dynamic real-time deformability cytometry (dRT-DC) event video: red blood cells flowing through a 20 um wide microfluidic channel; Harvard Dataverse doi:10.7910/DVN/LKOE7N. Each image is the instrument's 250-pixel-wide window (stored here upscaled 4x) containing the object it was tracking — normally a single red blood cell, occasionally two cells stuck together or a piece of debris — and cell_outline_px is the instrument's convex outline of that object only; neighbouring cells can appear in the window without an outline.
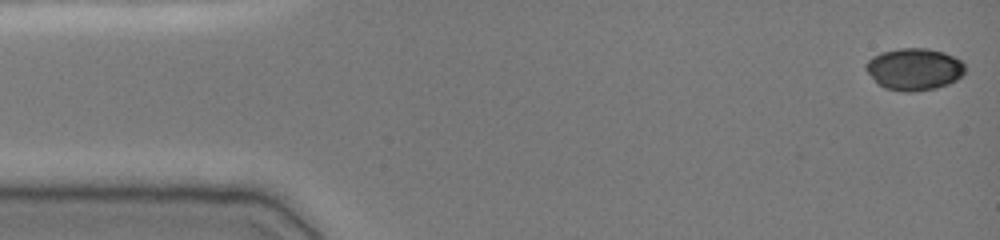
{"species": "common noctule bat (a hibernating species)", "species_latin": "Nyctalus noctula", "temperature_condition": "cold", "stored_images_in_passage": 48, "camera_frame_rate_fps": 3000, "um_per_image_px": 0.085, "animal": {"sex": "female", "body_mass_g": 19.0, "forearm_length_mm": 51.5}, "frame": {"image": 1, "passage_image": 1, "time_ms": 0.0, "image_size_px": [1000, 240], "cell_outline_px": [[964, 72], [956, 80], [948, 84], [936, 88], [912, 92], [904, 92], [884, 88], [864, 68], [864, 64], [872, 56], [880, 52], [900, 48], [928, 48], [944, 52], [960, 60], [964, 64]], "centroid_in_image_um": [77.69, 5.87], "position_along_channel_um": 7.3, "area_um2": 24.22}}
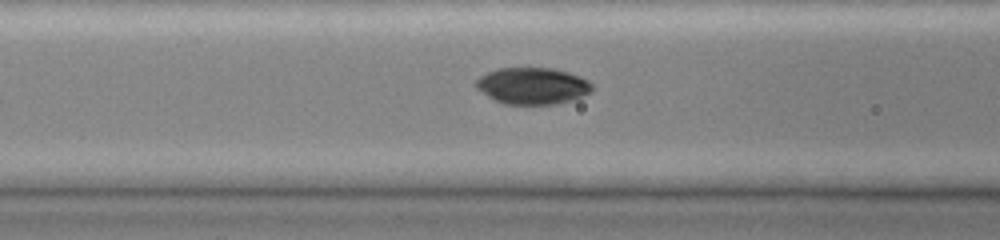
{"frame": {"image": 2, "passage_image": 19, "time_ms": 6.0, "image_size_px": [1000, 240], "cell_outline_px": [[592, 92], [572, 100], [552, 104], [504, 104], [488, 96], [476, 88], [476, 80], [480, 76], [496, 68], [552, 68], [568, 72], [580, 76], [588, 80], [592, 84]], "centroid_in_image_um": [45.27, 7.29], "position_along_channel_um": 121.3, "area_um2": 24.74}}
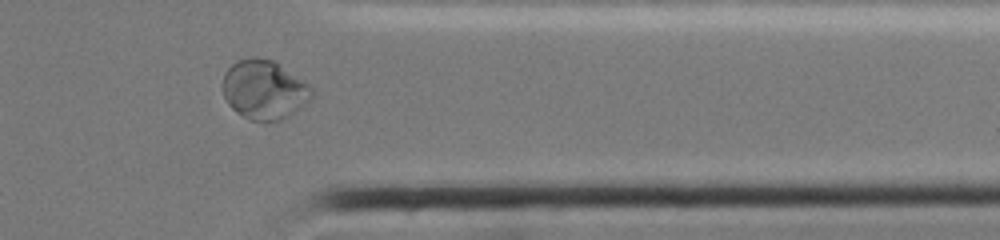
{"frame": {"image": 3, "passage_image": 40, "time_ms": 13.0, "image_size_px": [1000, 240], "cell_outline_px": [[312, 96], [308, 100], [288, 116], [280, 120], [248, 120], [236, 112], [228, 104], [224, 96], [224, 72], [236, 60], [248, 56], [256, 56], [276, 60], [304, 80], [312, 88]], "centroid_in_image_um": [22.44, 7.57], "position_along_channel_um": 389.0, "area_um2": 30.81}, "authors_computed_cell_mechanics": {"area_um2": 25.5187, "velocity_mm_per_s": 3.8389, "shape_relaxation_time_tau1_ms": 11.1326, "shape_relaxation_time_tau2_ms": null, "deformation_change_tau1": 0.2565, "deformation_change_tau2": null}}